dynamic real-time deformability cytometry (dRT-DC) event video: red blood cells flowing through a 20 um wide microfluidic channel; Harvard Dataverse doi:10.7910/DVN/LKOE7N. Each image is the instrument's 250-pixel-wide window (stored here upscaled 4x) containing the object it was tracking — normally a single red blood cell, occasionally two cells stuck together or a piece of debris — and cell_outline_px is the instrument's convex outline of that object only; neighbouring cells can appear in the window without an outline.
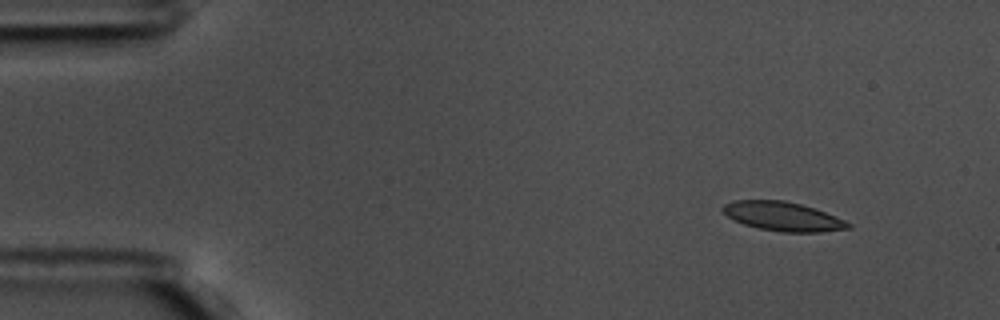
{"species": "common noctule bat (a hibernating species)", "species_latin": "Nyctalus noctula", "temperature_condition": "warm", "stored_images_in_passage": 20, "camera_frame_rate_fps": 3000, "um_per_image_px": 0.085, "animal": {"sex": "male", "body_mass_g": 17.5, "forearm_length_mm": 52.3}, "frame": {"image": 1, "passage_image": 6, "time_ms": 1.667, "image_size_px": [1000, 320], "cell_outline_px": [[852, 228], [820, 232], [784, 232], [760, 228], [744, 224], [728, 216], [720, 208], [724, 204], [732, 200], [784, 200], [816, 208], [836, 216], [852, 224]], "centroid_in_image_um": [66.57, 18.38], "position_along_channel_um": 18.4, "area_um2": 21.21}}
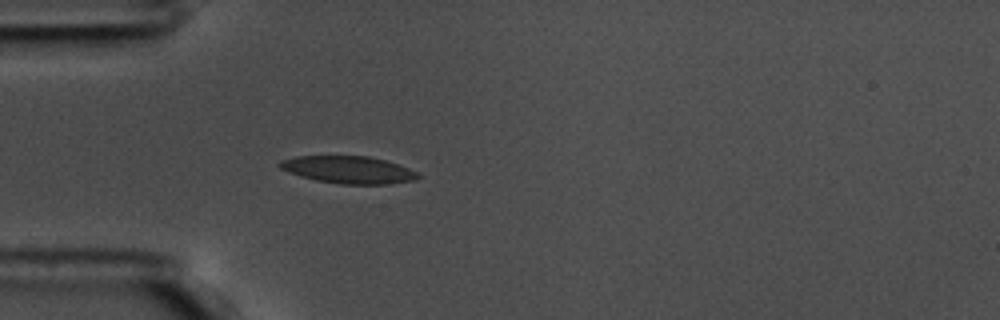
{"frame": {"image": 2, "passage_image": 17, "time_ms": 5.333, "image_size_px": [1000, 320], "cell_outline_px": [[420, 176], [416, 180], [384, 184], [340, 184], [316, 180], [300, 176], [288, 172], [280, 168], [276, 164], [280, 160], [296, 156], [368, 156], [384, 160], [408, 168], [416, 172]], "centroid_in_image_um": [29.56, 14.43], "position_along_channel_um": 55.4, "area_um2": 21.91}}